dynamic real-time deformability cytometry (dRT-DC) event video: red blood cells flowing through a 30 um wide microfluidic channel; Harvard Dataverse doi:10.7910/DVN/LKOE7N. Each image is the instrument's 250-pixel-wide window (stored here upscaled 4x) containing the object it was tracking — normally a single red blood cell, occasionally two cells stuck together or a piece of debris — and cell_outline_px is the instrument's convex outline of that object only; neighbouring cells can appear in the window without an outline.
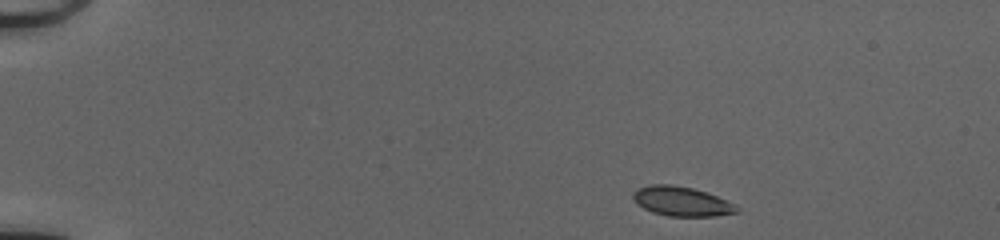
{"species": "common noctule bat (a hibernating species)", "species_latin": "Nyctalus noctula", "temperature_condition": "cold", "stored_images_in_passage": 44, "camera_frame_rate_fps": 3000, "um_per_image_px": 0.085, "animal": {"sex": "female", "body_mass_g": 20.0, "forearm_length_mm": 54.0}, "frame": {"image": 1, "passage_image": 1, "time_ms": 0.0, "image_size_px": [1000, 240], "cell_outline_px": [[740, 212], [716, 216], [668, 216], [652, 212], [636, 204], [632, 196], [632, 192], [636, 188], [652, 184], [672, 184], [692, 188], [716, 196], [736, 204], [740, 208]], "centroid_in_image_um": [57.93, 17.12], "position_along_channel_um": 27.1, "area_um2": 17.98}}
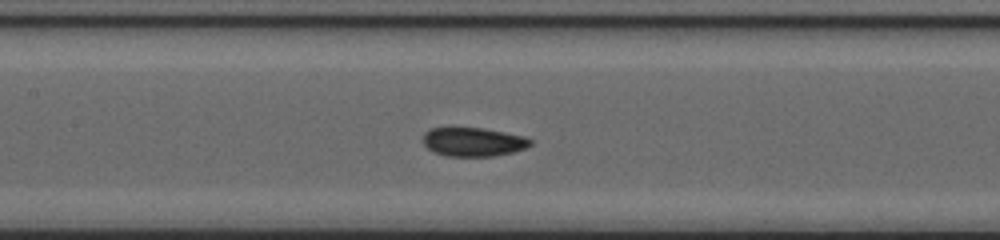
{"frame": {"image": 2, "passage_image": 19, "time_ms": 6.0, "image_size_px": [1000, 240], "cell_outline_px": [[536, 140], [532, 144], [524, 148], [512, 152], [492, 156], [444, 156], [432, 152], [424, 144], [424, 132], [428, 128], [484, 128], [524, 136]], "centroid_in_image_um": [40.23, 12.06], "position_along_channel_um": 167.2, "area_um2": 18.15}}
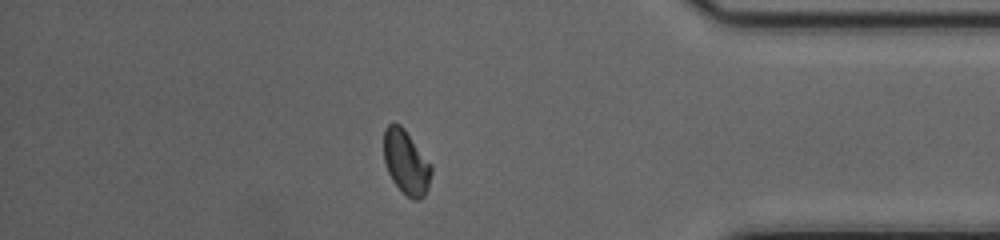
{"frame": {"image": 3, "passage_image": 38, "time_ms": 12.333, "image_size_px": [1000, 240], "cell_outline_px": [[432, 172], [428, 188], [424, 196], [420, 200], [412, 200], [392, 180], [388, 172], [384, 160], [384, 128], [392, 120], [400, 124], [404, 128], [432, 164]], "centroid_in_image_um": [34.53, 13.76], "position_along_channel_um": 400.7, "area_um2": 17.98}, "authors_computed_cell_mechanics": {"area_um2": 18.1203, "velocity_mm_per_s": 4.0575, "shape_relaxation_time_tau1_ms": 6.0142, "shape_relaxation_time_tau2_ms": null, "deformation_change_tau1": 0.1164, "deformation_change_tau2": null}}